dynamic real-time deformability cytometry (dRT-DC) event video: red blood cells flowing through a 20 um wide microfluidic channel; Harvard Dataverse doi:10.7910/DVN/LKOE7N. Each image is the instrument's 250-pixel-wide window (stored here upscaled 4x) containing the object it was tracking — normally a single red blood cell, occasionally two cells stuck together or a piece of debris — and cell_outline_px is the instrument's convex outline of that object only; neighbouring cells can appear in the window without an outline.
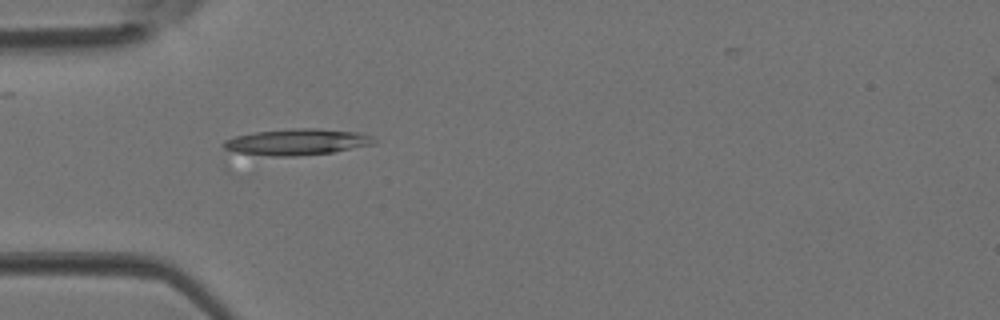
{"species": "Egyptian fruit bat (a non-hibernating species)", "species_latin": "Rousettus aegyptiacus", "temperature_condition": "room temperature", "stored_images_in_passage": 4, "camera_frame_rate_fps": 3000, "um_per_image_px": 0.085, "animal": {"sex": "female"}, "frame": {"image": 1, "passage_image": 3, "time_ms": 0.667, "image_size_px": [1000, 320], "cell_outline_px": [[376, 144], [332, 152], [296, 156], [272, 156], [240, 152], [224, 148], [220, 144], [224, 140], [236, 136], [256, 132], [292, 128], [316, 128], [356, 132], [372, 136], [376, 140]], "centroid_in_image_um": [25.27, 12.06], "position_along_channel_um": 59.7, "area_um2": 22.83}}
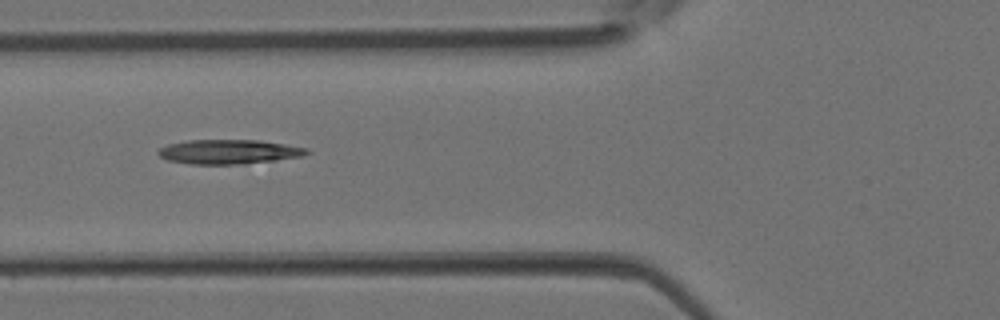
{"frame": {"image": 2, "passage_image": 4, "time_ms": 1.0, "image_size_px": [1000, 320], "cell_outline_px": [[312, 152], [300, 156], [276, 160], [244, 164], [192, 164], [168, 160], [160, 156], [156, 152], [160, 148], [168, 144], [188, 140], [260, 140], [308, 148]], "centroid_in_image_um": [19.46, 12.9], "position_along_channel_um": 106.3, "area_um2": 21.1}}